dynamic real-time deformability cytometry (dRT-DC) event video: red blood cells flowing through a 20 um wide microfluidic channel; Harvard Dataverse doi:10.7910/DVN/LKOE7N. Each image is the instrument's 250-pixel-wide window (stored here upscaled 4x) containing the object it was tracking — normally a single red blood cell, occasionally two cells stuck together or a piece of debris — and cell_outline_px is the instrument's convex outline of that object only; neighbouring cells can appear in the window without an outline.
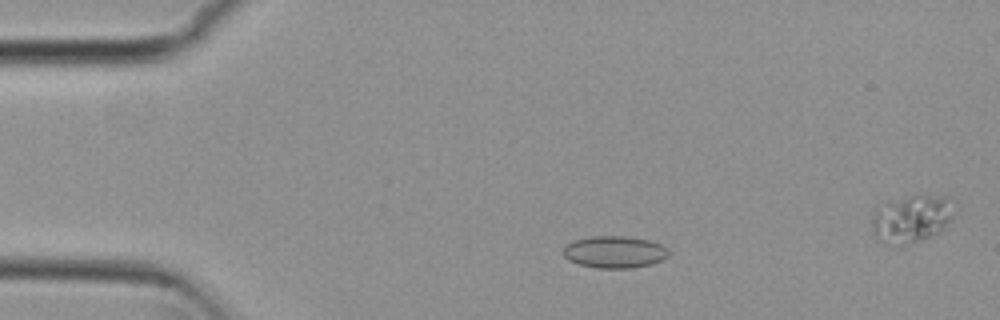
{"species": "common noctule bat (a hibernating species)", "species_latin": "Nyctalus noctula", "temperature_condition": "cold", "stored_images_in_passage": 50, "camera_frame_rate_fps": 3000, "um_per_image_px": 0.085, "animal": {"sex": "female", "body_mass_g": 29.2, "forearm_length_mm": 56.3}, "frame": {"image": 1, "passage_image": 12, "time_ms": 3.667, "image_size_px": [1000, 320], "cell_outline_px": [[668, 256], [652, 264], [632, 268], [596, 268], [580, 264], [568, 260], [564, 256], [564, 248], [572, 240], [592, 236], [624, 236], [648, 240], [660, 244], [668, 248]], "centroid_in_image_um": [52.23, 21.42], "position_along_channel_um": 32.8, "area_um2": 19.59}}
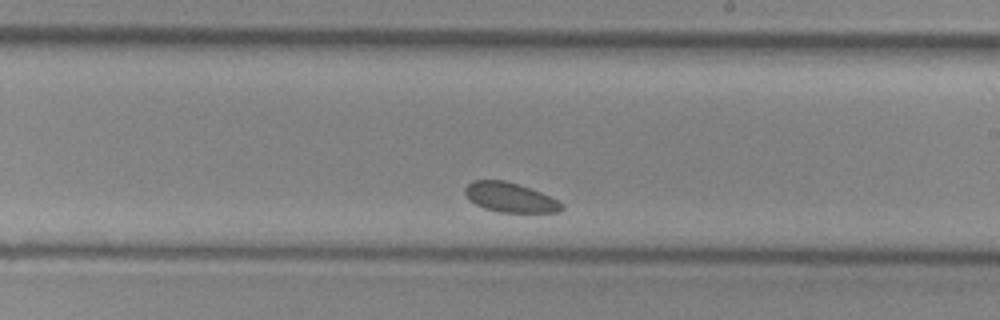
{"frame": {"image": 2, "passage_image": 35, "time_ms": 11.333, "image_size_px": [1000, 320], "cell_outline_px": [[564, 208], [560, 212], [500, 212], [484, 208], [476, 204], [464, 192], [464, 188], [472, 180], [504, 180], [540, 192], [560, 200], [564, 204]], "centroid_in_image_um": [43.4, 16.78], "position_along_channel_um": 245.6, "area_um2": 16.53}}
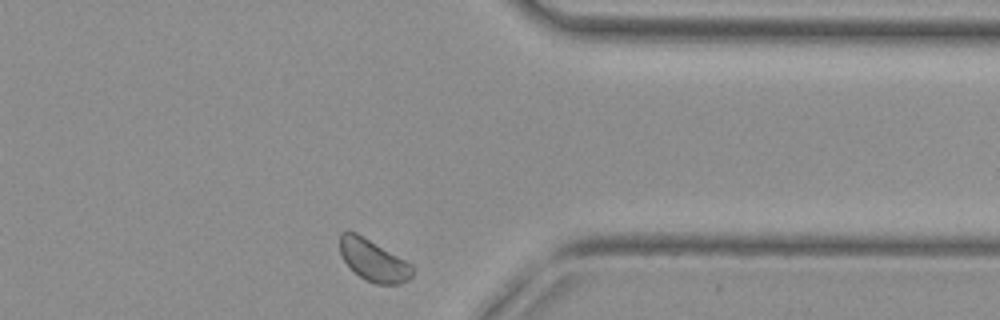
{"frame": {"image": 3, "passage_image": 48, "time_ms": 15.667, "image_size_px": [1000, 320], "cell_outline_px": [[412, 276], [408, 280], [400, 284], [376, 284], [364, 280], [340, 256], [340, 232], [356, 232], [412, 264]], "centroid_in_image_um": [31.74, 22.14], "position_along_channel_um": 379.7, "area_um2": 17.34}}